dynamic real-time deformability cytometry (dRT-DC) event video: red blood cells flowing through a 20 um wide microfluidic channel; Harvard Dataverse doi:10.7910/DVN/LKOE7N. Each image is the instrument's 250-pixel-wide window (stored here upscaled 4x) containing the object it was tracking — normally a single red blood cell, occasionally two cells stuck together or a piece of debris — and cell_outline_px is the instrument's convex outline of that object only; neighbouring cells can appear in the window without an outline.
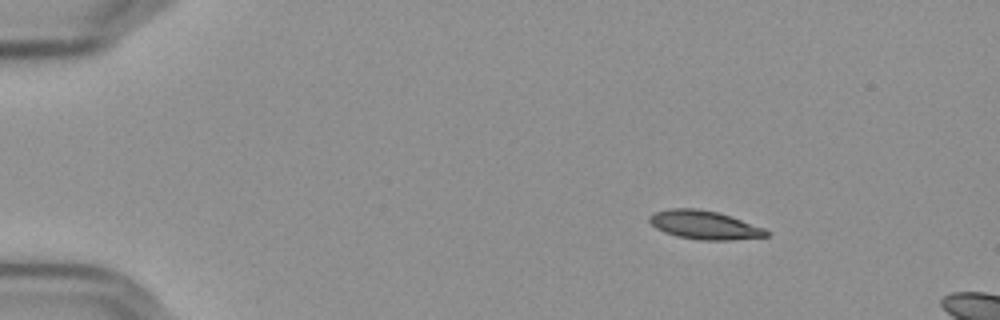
{"species": "Egyptian fruit bat (a non-hibernating species)", "species_latin": "Rousettus aegyptiacus", "temperature_condition": "cold", "stored_images_in_passage": 11, "camera_frame_rate_fps": 3000, "um_per_image_px": 0.085, "frame": {"image": 1, "passage_image": 1, "time_ms": 0.0, "image_size_px": [1000, 320], "cell_outline_px": [[768, 236], [728, 240], [700, 240], [676, 236], [664, 232], [656, 228], [648, 220], [648, 216], [652, 212], [672, 208], [696, 208], [716, 212], [764, 228], [768, 232]], "centroid_in_image_um": [59.8, 19.12], "position_along_channel_um": 25.2, "area_um2": 19.25}}